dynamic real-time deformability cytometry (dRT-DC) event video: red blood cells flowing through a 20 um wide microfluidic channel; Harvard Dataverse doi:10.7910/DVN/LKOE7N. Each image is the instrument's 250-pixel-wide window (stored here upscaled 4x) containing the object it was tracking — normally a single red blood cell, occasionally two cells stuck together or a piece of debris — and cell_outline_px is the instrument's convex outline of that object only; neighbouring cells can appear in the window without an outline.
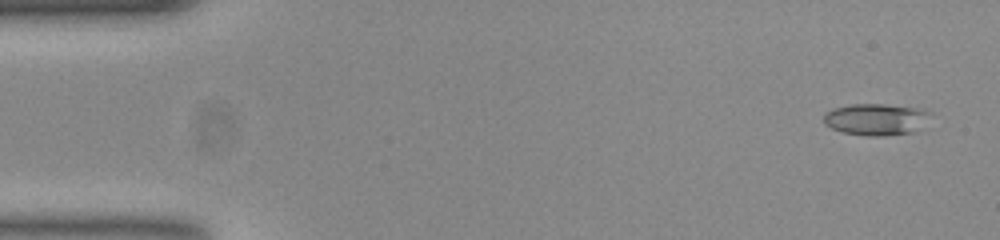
{"species": "common noctule bat (a hibernating species)", "species_latin": "Nyctalus noctula", "temperature_condition": "room temperature", "stored_images_in_passage": 54, "camera_frame_rate_fps": 3000, "um_per_image_px": 0.085, "animal": {"sex": "female", "body_mass_g": 23.0, "forearm_length_mm": 53.4}, "frame": {"image": 1, "passage_image": 3, "time_ms": 0.667, "image_size_px": [1000, 240], "cell_outline_px": [[932, 112], [916, 132], [884, 136], [868, 136], [840, 132], [824, 124], [824, 112], [832, 108], [852, 104], [884, 104], [924, 108]], "centroid_in_image_um": [74.45, 10.14], "position_along_channel_um": 10.5, "area_um2": 20.0}}
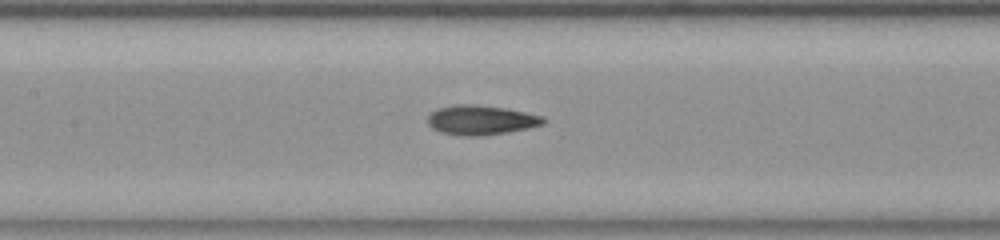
{"frame": {"image": 2, "passage_image": 25, "time_ms": 8.0, "image_size_px": [1000, 240], "cell_outline_px": [[544, 124], [528, 128], [508, 132], [480, 136], [460, 136], [440, 132], [432, 128], [428, 124], [428, 116], [432, 112], [440, 108], [452, 104], [468, 104], [504, 108], [524, 112], [540, 116], [544, 120]], "centroid_in_image_um": [40.83, 10.22], "position_along_channel_um": 166.6, "area_um2": 19.71}}
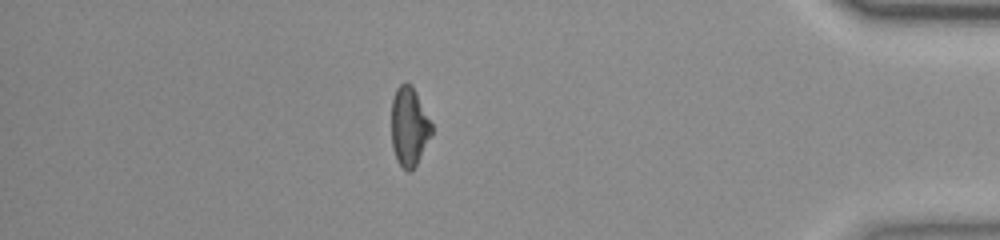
{"frame": {"image": 3, "passage_image": 47, "time_ms": 15.333, "image_size_px": [1000, 240], "cell_outline_px": [[432, 136], [416, 164], [408, 172], [396, 160], [392, 148], [392, 100], [396, 88], [400, 84], [412, 84], [432, 124]], "centroid_in_image_um": [34.78, 10.76], "position_along_channel_um": 400.4, "area_um2": 18.38}, "authors_computed_cell_mechanics": {"area_um2": 19.2474, "velocity_mm_per_s": 3.7893, "shape_relaxation_time_tau1_ms": 7.2548, "shape_relaxation_time_tau2_ms": 1.4374, "deformation_change_tau1": 0.2046, "deformation_change_tau2": 0.0886}}